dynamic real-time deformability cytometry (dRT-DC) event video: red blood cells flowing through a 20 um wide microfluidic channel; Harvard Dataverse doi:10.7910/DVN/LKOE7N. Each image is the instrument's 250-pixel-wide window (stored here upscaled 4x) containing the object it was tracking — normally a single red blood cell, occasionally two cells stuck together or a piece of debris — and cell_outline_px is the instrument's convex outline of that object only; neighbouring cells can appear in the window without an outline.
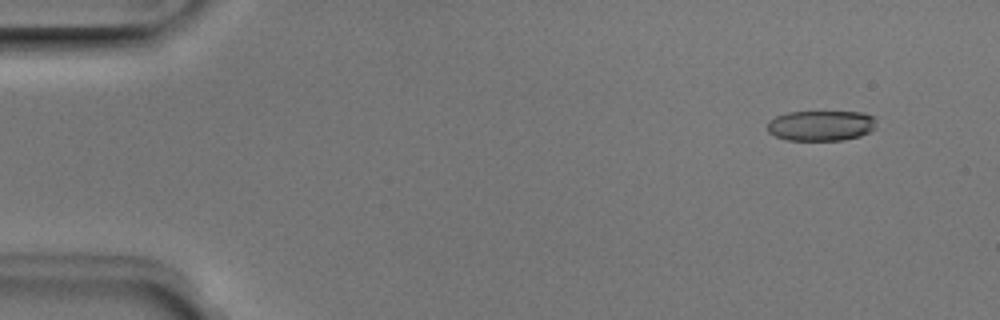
{"species": "Egyptian fruit bat (a non-hibernating species)", "species_latin": "Rousettus aegyptiacus", "temperature_condition": "room temperature", "stored_images_in_passage": 6, "camera_frame_rate_fps": 3000, "um_per_image_px": 0.085, "animal": {"sex": "male"}, "frame": {"image": 1, "passage_image": 2, "time_ms": 0.333, "image_size_px": [1000, 320], "cell_outline_px": [[876, 128], [860, 136], [844, 140], [784, 140], [768, 132], [768, 120], [776, 116], [788, 112], [864, 112], [872, 116], [876, 120]], "centroid_in_image_um": [69.79, 10.68], "position_along_channel_um": 15.2, "area_um2": 19.42}}
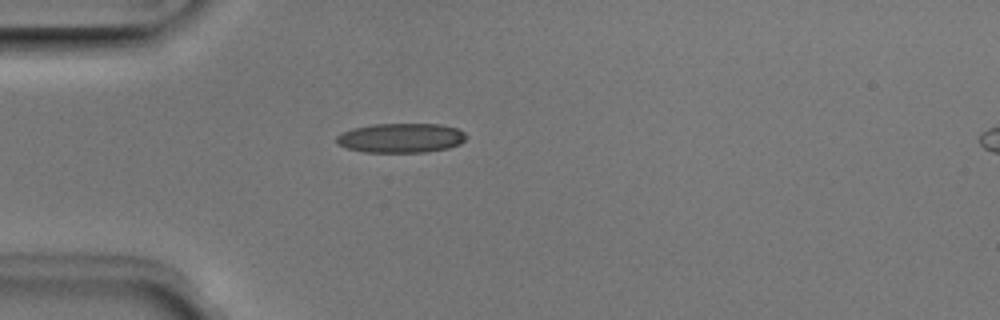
{"frame": {"image": 2, "passage_image": 5, "time_ms": 1.333, "image_size_px": [1000, 320], "cell_outline_px": [[468, 136], [460, 144], [448, 148], [424, 152], [364, 152], [348, 148], [336, 144], [336, 136], [352, 128], [372, 124], [440, 124], [456, 128], [464, 132]], "centroid_in_image_um": [34.08, 11.72], "position_along_channel_um": 50.9, "area_um2": 22.31}}